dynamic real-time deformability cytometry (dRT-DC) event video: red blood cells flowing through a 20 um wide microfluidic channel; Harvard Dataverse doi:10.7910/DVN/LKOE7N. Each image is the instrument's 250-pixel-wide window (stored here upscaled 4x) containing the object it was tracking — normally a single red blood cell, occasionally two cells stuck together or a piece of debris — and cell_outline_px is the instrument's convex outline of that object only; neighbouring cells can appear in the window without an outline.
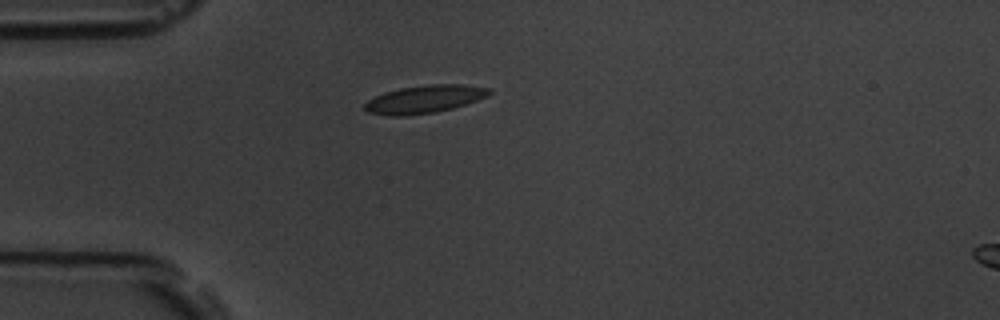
{"species": "common noctule bat (a hibernating species)", "species_latin": "Nyctalus noctula", "temperature_condition": "room temperature", "stored_images_in_passage": 12, "camera_frame_rate_fps": 3000, "um_per_image_px": 0.085, "animal": {"sex": "male", "body_mass_g": 19.5, "forearm_length_mm": 54.6}, "frame": {"image": 1, "passage_image": 1, "time_ms": 0.0, "image_size_px": [1000, 320], "cell_outline_px": [[492, 92], [488, 96], [452, 108], [436, 112], [404, 116], [388, 116], [368, 112], [364, 108], [364, 104], [368, 100], [384, 92], [400, 88], [428, 84], [464, 84], [492, 88]], "centroid_in_image_um": [36.09, 8.42], "position_along_channel_um": 48.9, "area_um2": 20.29}}
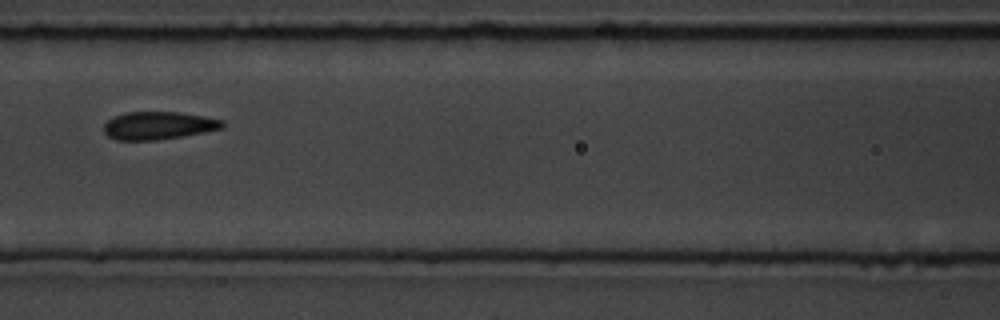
{"frame": {"image": 2, "passage_image": 4, "time_ms": 3.333, "image_size_px": [1000, 320], "cell_outline_px": [[224, 128], [204, 132], [156, 140], [116, 140], [108, 136], [104, 132], [104, 124], [108, 120], [124, 112], [180, 112], [204, 116], [224, 120]], "centroid_in_image_um": [13.47, 10.66], "position_along_channel_um": 153.1, "area_um2": 19.19}}
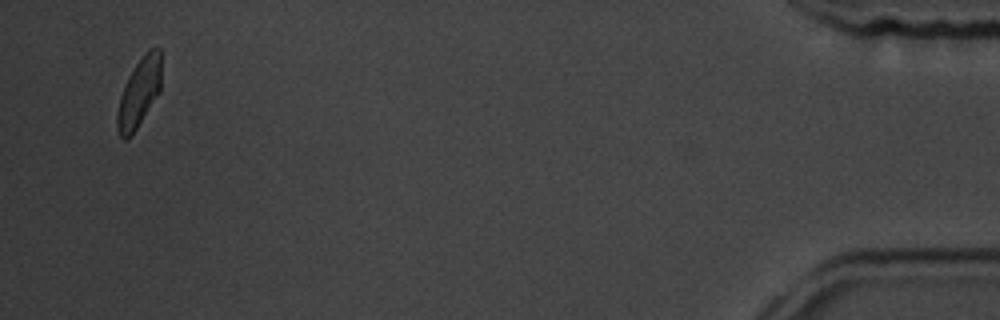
{"frame": {"image": 3, "passage_image": 12, "time_ms": 13.333, "image_size_px": [1000, 320], "cell_outline_px": [[160, 92], [132, 136], [124, 140], [120, 136], [116, 128], [116, 116], [120, 96], [128, 76], [136, 64], [148, 48], [160, 48]], "centroid_in_image_um": [11.81, 7.91], "position_along_channel_um": 423.4, "area_um2": 17.74}, "authors_computed_cell_mechanics": {"area_um2": 19.4786, "velocity_mm_per_s": 3.5392, "shape_relaxation_time_tau1_ms": 3.381, "shape_relaxation_time_tau2_ms": null, "deformation_change_tau1": 0.0839, "deformation_change_tau2": null}}